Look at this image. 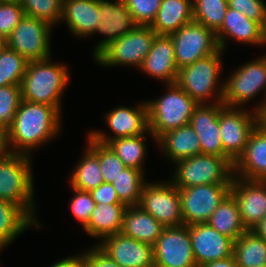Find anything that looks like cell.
Wrapping results in <instances>:
<instances>
[{"label":"cell","mask_w":266,"mask_h":267,"mask_svg":"<svg viewBox=\"0 0 266 267\" xmlns=\"http://www.w3.org/2000/svg\"><path fill=\"white\" fill-rule=\"evenodd\" d=\"M178 70L171 37L169 35H156L140 71L167 84L176 82Z\"/></svg>","instance_id":"7402d4cb"},{"label":"cell","mask_w":266,"mask_h":267,"mask_svg":"<svg viewBox=\"0 0 266 267\" xmlns=\"http://www.w3.org/2000/svg\"><path fill=\"white\" fill-rule=\"evenodd\" d=\"M193 21V0H162L150 25L157 35H170Z\"/></svg>","instance_id":"4316f807"},{"label":"cell","mask_w":266,"mask_h":267,"mask_svg":"<svg viewBox=\"0 0 266 267\" xmlns=\"http://www.w3.org/2000/svg\"><path fill=\"white\" fill-rule=\"evenodd\" d=\"M171 182L177 188L203 184H231L234 164L226 157L197 154L174 163ZM176 167V168H175Z\"/></svg>","instance_id":"52a82bcc"},{"label":"cell","mask_w":266,"mask_h":267,"mask_svg":"<svg viewBox=\"0 0 266 267\" xmlns=\"http://www.w3.org/2000/svg\"><path fill=\"white\" fill-rule=\"evenodd\" d=\"M259 124L260 114L253 109L224 106L219 112L224 157L234 164L243 154L252 132Z\"/></svg>","instance_id":"9c48e42d"},{"label":"cell","mask_w":266,"mask_h":267,"mask_svg":"<svg viewBox=\"0 0 266 267\" xmlns=\"http://www.w3.org/2000/svg\"><path fill=\"white\" fill-rule=\"evenodd\" d=\"M147 136H129L110 140L107 144L123 161L126 167H132L142 171L145 175V160L148 154Z\"/></svg>","instance_id":"d6a6232c"},{"label":"cell","mask_w":266,"mask_h":267,"mask_svg":"<svg viewBox=\"0 0 266 267\" xmlns=\"http://www.w3.org/2000/svg\"><path fill=\"white\" fill-rule=\"evenodd\" d=\"M230 194L238 204L244 227L252 230L266 215V181L233 177Z\"/></svg>","instance_id":"e0dca14e"},{"label":"cell","mask_w":266,"mask_h":267,"mask_svg":"<svg viewBox=\"0 0 266 267\" xmlns=\"http://www.w3.org/2000/svg\"><path fill=\"white\" fill-rule=\"evenodd\" d=\"M134 107V108H133ZM117 106L108 113L104 114L105 123L109 135L104 130H91L88 135L98 142L107 144L112 139L139 136L146 134L149 137L152 133L149 131L148 108L146 101L138 103L136 106Z\"/></svg>","instance_id":"4fadbf2b"},{"label":"cell","mask_w":266,"mask_h":267,"mask_svg":"<svg viewBox=\"0 0 266 267\" xmlns=\"http://www.w3.org/2000/svg\"><path fill=\"white\" fill-rule=\"evenodd\" d=\"M87 146L99 157V165L104 182L111 183L126 166L108 144L93 140L88 134Z\"/></svg>","instance_id":"d590c367"},{"label":"cell","mask_w":266,"mask_h":267,"mask_svg":"<svg viewBox=\"0 0 266 267\" xmlns=\"http://www.w3.org/2000/svg\"><path fill=\"white\" fill-rule=\"evenodd\" d=\"M231 184H203L178 188L183 225L207 223L210 216L230 193Z\"/></svg>","instance_id":"5bb4252c"},{"label":"cell","mask_w":266,"mask_h":267,"mask_svg":"<svg viewBox=\"0 0 266 267\" xmlns=\"http://www.w3.org/2000/svg\"><path fill=\"white\" fill-rule=\"evenodd\" d=\"M100 15L98 0H63L60 23L65 21L72 36L86 39L95 34Z\"/></svg>","instance_id":"cb8c5ba5"},{"label":"cell","mask_w":266,"mask_h":267,"mask_svg":"<svg viewBox=\"0 0 266 267\" xmlns=\"http://www.w3.org/2000/svg\"><path fill=\"white\" fill-rule=\"evenodd\" d=\"M6 86V79H4L3 70V51L0 54V87Z\"/></svg>","instance_id":"f907efd6"},{"label":"cell","mask_w":266,"mask_h":267,"mask_svg":"<svg viewBox=\"0 0 266 267\" xmlns=\"http://www.w3.org/2000/svg\"><path fill=\"white\" fill-rule=\"evenodd\" d=\"M263 109H266V95H265V100H264V103H263Z\"/></svg>","instance_id":"11a10c76"},{"label":"cell","mask_w":266,"mask_h":267,"mask_svg":"<svg viewBox=\"0 0 266 267\" xmlns=\"http://www.w3.org/2000/svg\"><path fill=\"white\" fill-rule=\"evenodd\" d=\"M22 100L21 87L7 85L0 87V124L9 129Z\"/></svg>","instance_id":"74e56055"},{"label":"cell","mask_w":266,"mask_h":267,"mask_svg":"<svg viewBox=\"0 0 266 267\" xmlns=\"http://www.w3.org/2000/svg\"><path fill=\"white\" fill-rule=\"evenodd\" d=\"M19 1L20 0H0V2H7V3H9V2H17V3H19Z\"/></svg>","instance_id":"db71d44e"},{"label":"cell","mask_w":266,"mask_h":267,"mask_svg":"<svg viewBox=\"0 0 266 267\" xmlns=\"http://www.w3.org/2000/svg\"><path fill=\"white\" fill-rule=\"evenodd\" d=\"M156 35L150 25H137L129 33L114 40L94 60L104 68L132 66L140 69Z\"/></svg>","instance_id":"ba28073f"},{"label":"cell","mask_w":266,"mask_h":267,"mask_svg":"<svg viewBox=\"0 0 266 267\" xmlns=\"http://www.w3.org/2000/svg\"><path fill=\"white\" fill-rule=\"evenodd\" d=\"M74 194L70 200V211L76 220L81 223L82 229L88 224L95 207V201L88 191L71 187Z\"/></svg>","instance_id":"60d3db41"},{"label":"cell","mask_w":266,"mask_h":267,"mask_svg":"<svg viewBox=\"0 0 266 267\" xmlns=\"http://www.w3.org/2000/svg\"><path fill=\"white\" fill-rule=\"evenodd\" d=\"M146 181L147 179L145 180V174L142 171L125 167L111 184L123 204L137 206Z\"/></svg>","instance_id":"836d02e7"},{"label":"cell","mask_w":266,"mask_h":267,"mask_svg":"<svg viewBox=\"0 0 266 267\" xmlns=\"http://www.w3.org/2000/svg\"><path fill=\"white\" fill-rule=\"evenodd\" d=\"M225 105L200 104L193 112L189 124L200 141L201 153L224 157L219 127V112Z\"/></svg>","instance_id":"44dd1931"},{"label":"cell","mask_w":266,"mask_h":267,"mask_svg":"<svg viewBox=\"0 0 266 267\" xmlns=\"http://www.w3.org/2000/svg\"><path fill=\"white\" fill-rule=\"evenodd\" d=\"M252 231L266 241V215L259 221Z\"/></svg>","instance_id":"681fc988"},{"label":"cell","mask_w":266,"mask_h":267,"mask_svg":"<svg viewBox=\"0 0 266 267\" xmlns=\"http://www.w3.org/2000/svg\"><path fill=\"white\" fill-rule=\"evenodd\" d=\"M28 61L17 52L5 47L3 50L4 79L7 85L21 86Z\"/></svg>","instance_id":"f35d334b"},{"label":"cell","mask_w":266,"mask_h":267,"mask_svg":"<svg viewBox=\"0 0 266 267\" xmlns=\"http://www.w3.org/2000/svg\"><path fill=\"white\" fill-rule=\"evenodd\" d=\"M146 182L138 206L151 214L164 227L183 225L179 189L169 180Z\"/></svg>","instance_id":"8fae6325"},{"label":"cell","mask_w":266,"mask_h":267,"mask_svg":"<svg viewBox=\"0 0 266 267\" xmlns=\"http://www.w3.org/2000/svg\"><path fill=\"white\" fill-rule=\"evenodd\" d=\"M199 267H239L233 256L222 260H216Z\"/></svg>","instance_id":"c3c4849f"},{"label":"cell","mask_w":266,"mask_h":267,"mask_svg":"<svg viewBox=\"0 0 266 267\" xmlns=\"http://www.w3.org/2000/svg\"><path fill=\"white\" fill-rule=\"evenodd\" d=\"M31 157L18 153L0 155V199L23 207L40 224L35 210V176Z\"/></svg>","instance_id":"3957f363"},{"label":"cell","mask_w":266,"mask_h":267,"mask_svg":"<svg viewBox=\"0 0 266 267\" xmlns=\"http://www.w3.org/2000/svg\"><path fill=\"white\" fill-rule=\"evenodd\" d=\"M70 83L68 66L52 59L30 61L21 81L22 100L62 110L63 93ZM62 100V101H61Z\"/></svg>","instance_id":"7a4b0ae2"},{"label":"cell","mask_w":266,"mask_h":267,"mask_svg":"<svg viewBox=\"0 0 266 267\" xmlns=\"http://www.w3.org/2000/svg\"><path fill=\"white\" fill-rule=\"evenodd\" d=\"M162 0H124L137 25H151Z\"/></svg>","instance_id":"ab89813d"},{"label":"cell","mask_w":266,"mask_h":267,"mask_svg":"<svg viewBox=\"0 0 266 267\" xmlns=\"http://www.w3.org/2000/svg\"><path fill=\"white\" fill-rule=\"evenodd\" d=\"M165 227L151 214L137 206H127L121 233L140 242L153 245Z\"/></svg>","instance_id":"f1b7e54d"},{"label":"cell","mask_w":266,"mask_h":267,"mask_svg":"<svg viewBox=\"0 0 266 267\" xmlns=\"http://www.w3.org/2000/svg\"><path fill=\"white\" fill-rule=\"evenodd\" d=\"M224 52L219 49L178 70L176 83L199 105L222 102L224 80L221 81L219 77L223 71Z\"/></svg>","instance_id":"277c9868"},{"label":"cell","mask_w":266,"mask_h":267,"mask_svg":"<svg viewBox=\"0 0 266 267\" xmlns=\"http://www.w3.org/2000/svg\"><path fill=\"white\" fill-rule=\"evenodd\" d=\"M95 204H123L111 183L103 182L96 189L89 192Z\"/></svg>","instance_id":"f6af8a7d"},{"label":"cell","mask_w":266,"mask_h":267,"mask_svg":"<svg viewBox=\"0 0 266 267\" xmlns=\"http://www.w3.org/2000/svg\"><path fill=\"white\" fill-rule=\"evenodd\" d=\"M24 16L20 3L0 2V37L6 39Z\"/></svg>","instance_id":"b9f144b4"},{"label":"cell","mask_w":266,"mask_h":267,"mask_svg":"<svg viewBox=\"0 0 266 267\" xmlns=\"http://www.w3.org/2000/svg\"><path fill=\"white\" fill-rule=\"evenodd\" d=\"M85 152V153H84ZM78 163L72 169L69 177L70 187L88 191L96 189L104 182L101 168L99 165V157L86 145Z\"/></svg>","instance_id":"4dcf8cb0"},{"label":"cell","mask_w":266,"mask_h":267,"mask_svg":"<svg viewBox=\"0 0 266 267\" xmlns=\"http://www.w3.org/2000/svg\"><path fill=\"white\" fill-rule=\"evenodd\" d=\"M154 267H197L187 225L165 227L153 244Z\"/></svg>","instance_id":"9a60e30c"},{"label":"cell","mask_w":266,"mask_h":267,"mask_svg":"<svg viewBox=\"0 0 266 267\" xmlns=\"http://www.w3.org/2000/svg\"><path fill=\"white\" fill-rule=\"evenodd\" d=\"M233 257L239 267L266 265V241L247 230L234 241Z\"/></svg>","instance_id":"1f68e13d"},{"label":"cell","mask_w":266,"mask_h":267,"mask_svg":"<svg viewBox=\"0 0 266 267\" xmlns=\"http://www.w3.org/2000/svg\"><path fill=\"white\" fill-rule=\"evenodd\" d=\"M260 124L266 128V109H263L260 113Z\"/></svg>","instance_id":"816d5d0a"},{"label":"cell","mask_w":266,"mask_h":267,"mask_svg":"<svg viewBox=\"0 0 266 267\" xmlns=\"http://www.w3.org/2000/svg\"><path fill=\"white\" fill-rule=\"evenodd\" d=\"M196 266L233 256L234 240L207 223L188 225Z\"/></svg>","instance_id":"ac0fdd59"},{"label":"cell","mask_w":266,"mask_h":267,"mask_svg":"<svg viewBox=\"0 0 266 267\" xmlns=\"http://www.w3.org/2000/svg\"><path fill=\"white\" fill-rule=\"evenodd\" d=\"M61 113L57 107L21 100L8 129L10 152L32 156L36 148L59 136L63 122Z\"/></svg>","instance_id":"6da1fadb"},{"label":"cell","mask_w":266,"mask_h":267,"mask_svg":"<svg viewBox=\"0 0 266 267\" xmlns=\"http://www.w3.org/2000/svg\"><path fill=\"white\" fill-rule=\"evenodd\" d=\"M98 4L101 14L100 22L93 35L97 33L105 38L93 48V60L114 40L129 33L137 26L124 0H98Z\"/></svg>","instance_id":"2e32d148"},{"label":"cell","mask_w":266,"mask_h":267,"mask_svg":"<svg viewBox=\"0 0 266 267\" xmlns=\"http://www.w3.org/2000/svg\"><path fill=\"white\" fill-rule=\"evenodd\" d=\"M234 176L266 181V128L262 124L252 132L243 154L234 163Z\"/></svg>","instance_id":"603a6c76"},{"label":"cell","mask_w":266,"mask_h":267,"mask_svg":"<svg viewBox=\"0 0 266 267\" xmlns=\"http://www.w3.org/2000/svg\"><path fill=\"white\" fill-rule=\"evenodd\" d=\"M41 226L23 207L0 199V252L30 227Z\"/></svg>","instance_id":"484cf974"},{"label":"cell","mask_w":266,"mask_h":267,"mask_svg":"<svg viewBox=\"0 0 266 267\" xmlns=\"http://www.w3.org/2000/svg\"><path fill=\"white\" fill-rule=\"evenodd\" d=\"M6 47V39L0 37V54Z\"/></svg>","instance_id":"f5cc1de1"},{"label":"cell","mask_w":266,"mask_h":267,"mask_svg":"<svg viewBox=\"0 0 266 267\" xmlns=\"http://www.w3.org/2000/svg\"><path fill=\"white\" fill-rule=\"evenodd\" d=\"M207 224L234 241L247 231L242 222L238 204L230 193L210 216Z\"/></svg>","instance_id":"f546056e"},{"label":"cell","mask_w":266,"mask_h":267,"mask_svg":"<svg viewBox=\"0 0 266 267\" xmlns=\"http://www.w3.org/2000/svg\"><path fill=\"white\" fill-rule=\"evenodd\" d=\"M266 54V53H265ZM252 59L241 64L236 70L231 71L224 80L222 103L227 107L244 108L253 101L258 94H262L261 102H255L252 109L258 113L263 110L266 95V55ZM256 106V107H255Z\"/></svg>","instance_id":"8992f818"},{"label":"cell","mask_w":266,"mask_h":267,"mask_svg":"<svg viewBox=\"0 0 266 267\" xmlns=\"http://www.w3.org/2000/svg\"><path fill=\"white\" fill-rule=\"evenodd\" d=\"M219 48H227V39L249 46H266V29L232 8H227L221 27L215 32Z\"/></svg>","instance_id":"ffe728a7"},{"label":"cell","mask_w":266,"mask_h":267,"mask_svg":"<svg viewBox=\"0 0 266 267\" xmlns=\"http://www.w3.org/2000/svg\"><path fill=\"white\" fill-rule=\"evenodd\" d=\"M164 157L173 164L179 160L201 154L200 141L190 124L167 131L157 140Z\"/></svg>","instance_id":"d4e9b609"},{"label":"cell","mask_w":266,"mask_h":267,"mask_svg":"<svg viewBox=\"0 0 266 267\" xmlns=\"http://www.w3.org/2000/svg\"><path fill=\"white\" fill-rule=\"evenodd\" d=\"M227 8L228 0H193V20L216 32Z\"/></svg>","instance_id":"e575fe53"},{"label":"cell","mask_w":266,"mask_h":267,"mask_svg":"<svg viewBox=\"0 0 266 267\" xmlns=\"http://www.w3.org/2000/svg\"><path fill=\"white\" fill-rule=\"evenodd\" d=\"M228 7L259 22L266 29V3L264 0H228Z\"/></svg>","instance_id":"7bdbcfd3"},{"label":"cell","mask_w":266,"mask_h":267,"mask_svg":"<svg viewBox=\"0 0 266 267\" xmlns=\"http://www.w3.org/2000/svg\"><path fill=\"white\" fill-rule=\"evenodd\" d=\"M25 15L48 22L53 27L60 24L63 0H20Z\"/></svg>","instance_id":"8d00e7d4"},{"label":"cell","mask_w":266,"mask_h":267,"mask_svg":"<svg viewBox=\"0 0 266 267\" xmlns=\"http://www.w3.org/2000/svg\"><path fill=\"white\" fill-rule=\"evenodd\" d=\"M82 258L84 267H121L112 260L97 244L83 250Z\"/></svg>","instance_id":"ee69618b"},{"label":"cell","mask_w":266,"mask_h":267,"mask_svg":"<svg viewBox=\"0 0 266 267\" xmlns=\"http://www.w3.org/2000/svg\"><path fill=\"white\" fill-rule=\"evenodd\" d=\"M8 129L0 124V155L9 154Z\"/></svg>","instance_id":"7dc6e473"},{"label":"cell","mask_w":266,"mask_h":267,"mask_svg":"<svg viewBox=\"0 0 266 267\" xmlns=\"http://www.w3.org/2000/svg\"><path fill=\"white\" fill-rule=\"evenodd\" d=\"M125 204H96L88 224L83 230L89 236L98 238L100 243L104 238L121 233Z\"/></svg>","instance_id":"83f0119b"},{"label":"cell","mask_w":266,"mask_h":267,"mask_svg":"<svg viewBox=\"0 0 266 267\" xmlns=\"http://www.w3.org/2000/svg\"><path fill=\"white\" fill-rule=\"evenodd\" d=\"M52 29L48 22L25 15L6 38V47L28 62L51 58Z\"/></svg>","instance_id":"30bf717a"},{"label":"cell","mask_w":266,"mask_h":267,"mask_svg":"<svg viewBox=\"0 0 266 267\" xmlns=\"http://www.w3.org/2000/svg\"><path fill=\"white\" fill-rule=\"evenodd\" d=\"M97 245L121 267H154L151 244L117 233L104 238Z\"/></svg>","instance_id":"d6986e66"},{"label":"cell","mask_w":266,"mask_h":267,"mask_svg":"<svg viewBox=\"0 0 266 267\" xmlns=\"http://www.w3.org/2000/svg\"><path fill=\"white\" fill-rule=\"evenodd\" d=\"M80 253L67 256L60 260L58 259V261L50 265V267H84L82 252Z\"/></svg>","instance_id":"bcb514c9"},{"label":"cell","mask_w":266,"mask_h":267,"mask_svg":"<svg viewBox=\"0 0 266 267\" xmlns=\"http://www.w3.org/2000/svg\"><path fill=\"white\" fill-rule=\"evenodd\" d=\"M164 87L166 92L162 96L146 101L149 131L154 142L165 132L189 124L199 106L176 82Z\"/></svg>","instance_id":"5b68a950"},{"label":"cell","mask_w":266,"mask_h":267,"mask_svg":"<svg viewBox=\"0 0 266 267\" xmlns=\"http://www.w3.org/2000/svg\"><path fill=\"white\" fill-rule=\"evenodd\" d=\"M169 36L173 42L178 69L191 65L220 49L216 33L194 20Z\"/></svg>","instance_id":"7c38bea8"}]
</instances>
